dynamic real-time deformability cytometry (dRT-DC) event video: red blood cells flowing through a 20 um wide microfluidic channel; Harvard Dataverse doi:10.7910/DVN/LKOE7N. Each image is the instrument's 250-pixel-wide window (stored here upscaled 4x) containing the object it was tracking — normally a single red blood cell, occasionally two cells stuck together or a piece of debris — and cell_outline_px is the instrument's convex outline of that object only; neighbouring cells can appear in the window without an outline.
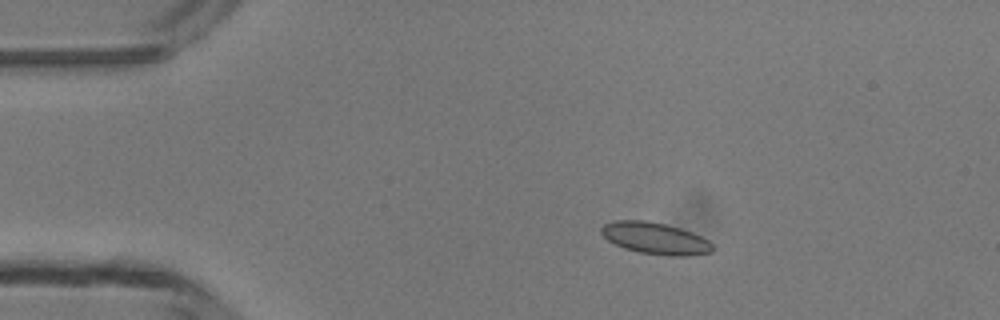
{"species": "common noctule bat (a hibernating species)", "species_latin": "Nyctalus noctula", "temperature_condition": "room temperature", "stored_images_in_passage": 6, "camera_frame_rate_fps": 3000, "um_per_image_px": 0.085, "animal": {"sex": "male", "body_mass_g": 13.3}, "frame": {"image": 1, "passage_image": 3, "time_ms": 2.333, "image_size_px": [1000, 320], "cell_outline_px": [[716, 248], [712, 252], [688, 256], [664, 256], [640, 252], [624, 248], [608, 240], [600, 232], [600, 228], [604, 224], [616, 220], [644, 220], [664, 224], [680, 228], [692, 232], [708, 240]], "centroid_in_image_um": [55.72, 20.26], "position_along_channel_um": 29.3, "area_um2": 20.63}}
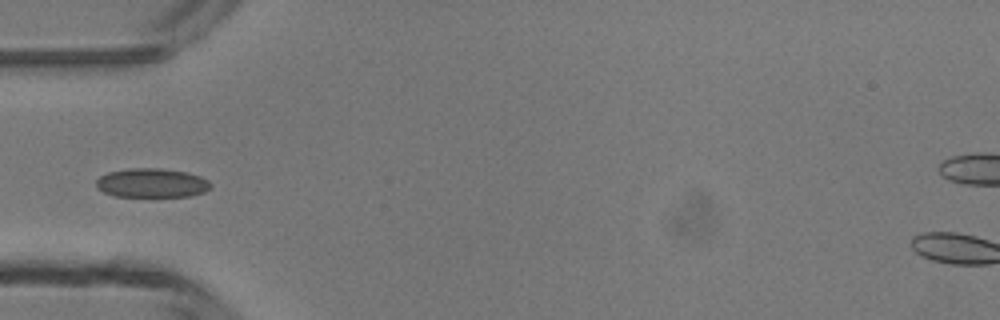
{"frame": {"image": 2, "passage_image": 5, "time_ms": 4.667, "image_size_px": [1000, 320], "cell_outline_px": [[212, 188], [204, 192], [192, 196], [116, 196], [104, 192], [96, 188], [96, 180], [100, 176], [108, 172], [132, 168], [160, 168], [188, 172], [200, 176], [208, 180], [212, 184]], "centroid_in_image_um": [12.93, 15.55], "position_along_channel_um": 72.1, "area_um2": 19.54}}
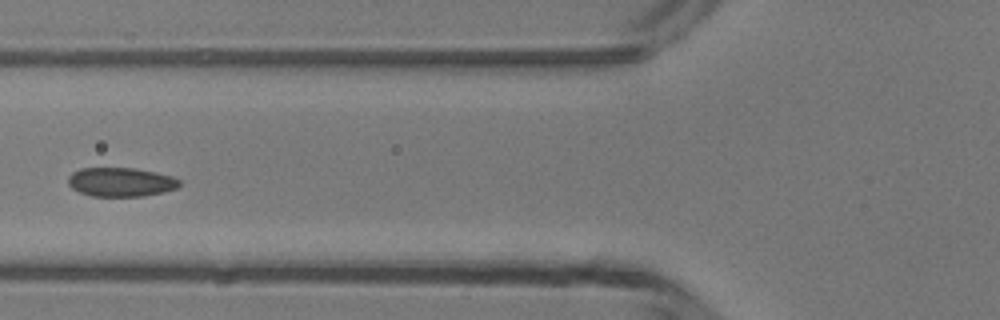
{"frame": {"image": 3, "passage_image": 6, "time_ms": 5.667, "image_size_px": [1000, 320], "cell_outline_px": [[180, 184], [176, 188], [164, 192], [144, 196], [92, 196], [80, 192], [72, 188], [68, 184], [68, 176], [72, 172], [80, 168], [136, 168], [156, 172], [172, 176], [180, 180]], "centroid_in_image_um": [10.27, 15.47], "position_along_channel_um": 115.5, "area_um2": 18.9}}